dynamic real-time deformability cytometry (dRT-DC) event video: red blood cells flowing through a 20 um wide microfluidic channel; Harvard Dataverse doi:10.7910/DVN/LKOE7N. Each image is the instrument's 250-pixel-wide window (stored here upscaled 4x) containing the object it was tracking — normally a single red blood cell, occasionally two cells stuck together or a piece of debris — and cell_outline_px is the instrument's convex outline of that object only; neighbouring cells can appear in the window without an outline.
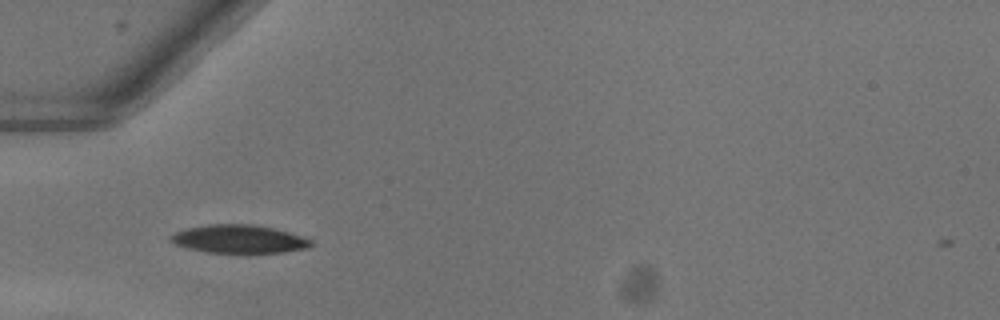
{"species": "common noctule bat (a hibernating species)", "species_latin": "Nyctalus noctula", "temperature_condition": "warm", "stored_images_in_passage": 35, "camera_frame_rate_fps": 3000, "um_per_image_px": 0.085, "animal": {"sex": "female"}, "frame": {"image": 1, "passage_image": 1, "time_ms": 0.0, "image_size_px": [1000, 320], "cell_outline_px": [[312, 244], [304, 248], [284, 252], [248, 256], [208, 252], [188, 248], [176, 244], [168, 240], [168, 236], [176, 232], [188, 228], [208, 224], [252, 224], [276, 228], [312, 240]], "centroid_in_image_um": [20.31, 20.36], "position_along_channel_um": 64.7, "area_um2": 23.87}}
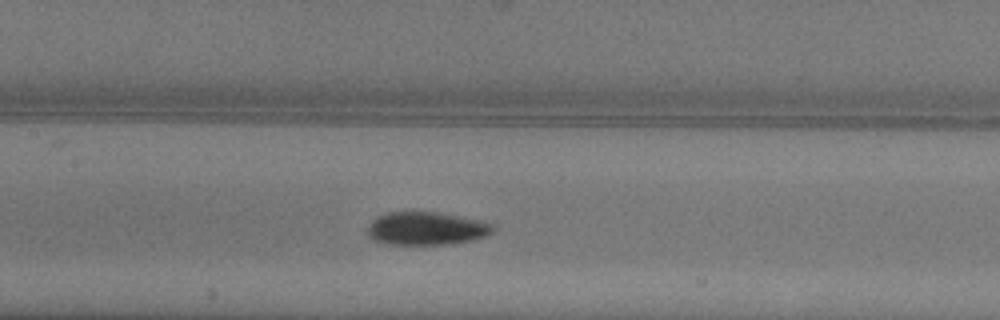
{"frame": {"image": 2, "passage_image": 9, "time_ms": 2.667, "image_size_px": [1000, 320], "cell_outline_px": [[496, 224], [492, 232], [488, 236], [472, 240], [444, 244], [388, 244], [376, 240], [368, 236], [368, 228], [372, 220], [376, 216], [388, 212], [440, 212], [484, 220]], "centroid_in_image_um": [36.3, 19.4], "position_along_channel_um": 171.1, "area_um2": 24.39}}
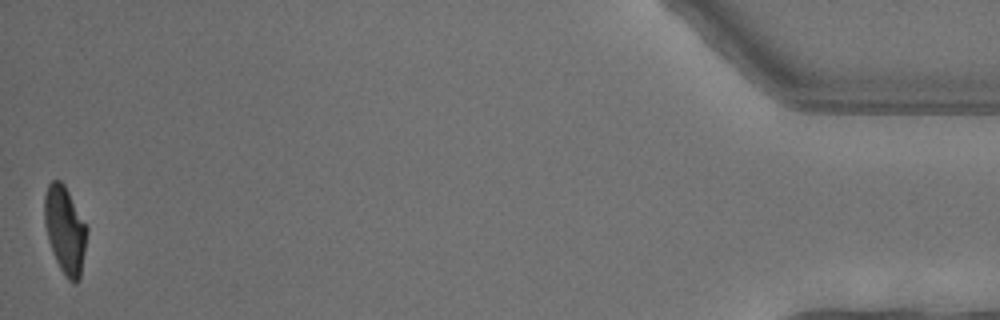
{"frame": {"image": 3, "passage_image": 35, "time_ms": 11.333, "image_size_px": [1000, 320], "cell_outline_px": [[88, 232], [80, 280], [76, 284], [72, 284], [68, 280], [60, 268], [52, 252], [44, 224], [44, 196], [48, 184], [52, 180], [60, 180], [64, 184], [88, 228]], "centroid_in_image_um": [5.53, 19.57], "position_along_channel_um": 429.7, "area_um2": 21.79}, "authors_computed_cell_mechanics": {"area_um2": 23.7558, "velocity_mm_per_s": 4.0629, "shape_relaxation_time_tau1_ms": 3.0516, "shape_relaxation_time_tau2_ms": 1.5881, "deformation_change_tau1": 0.1672, "deformation_change_tau2": 0.0585}}